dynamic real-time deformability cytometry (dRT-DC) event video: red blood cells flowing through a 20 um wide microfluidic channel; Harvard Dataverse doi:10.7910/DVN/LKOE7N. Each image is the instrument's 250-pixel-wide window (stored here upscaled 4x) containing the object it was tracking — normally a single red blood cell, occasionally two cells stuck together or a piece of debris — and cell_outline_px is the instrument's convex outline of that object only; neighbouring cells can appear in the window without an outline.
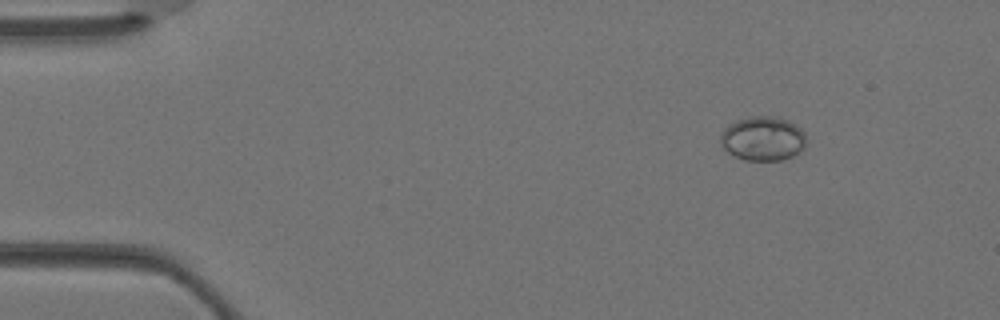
{"species": "Egyptian fruit bat (a non-hibernating species)", "species_latin": "Rousettus aegyptiacus", "temperature_condition": "warm", "stored_images_in_passage": 2, "camera_frame_rate_fps": 3000, "um_per_image_px": 0.085, "animal": {"sex": "female"}, "frame": {"image": 1, "passage_image": 1, "time_ms": 0.0, "image_size_px": [1000, 320], "cell_outline_px": [[808, 140], [804, 148], [800, 152], [792, 156], [780, 160], [744, 160], [728, 152], [720, 144], [720, 136], [724, 128], [728, 124], [736, 120], [752, 116], [780, 116], [796, 124], [804, 132]], "centroid_in_image_um": [64.87, 11.76], "position_along_channel_um": 20.1, "area_um2": 22.48}}